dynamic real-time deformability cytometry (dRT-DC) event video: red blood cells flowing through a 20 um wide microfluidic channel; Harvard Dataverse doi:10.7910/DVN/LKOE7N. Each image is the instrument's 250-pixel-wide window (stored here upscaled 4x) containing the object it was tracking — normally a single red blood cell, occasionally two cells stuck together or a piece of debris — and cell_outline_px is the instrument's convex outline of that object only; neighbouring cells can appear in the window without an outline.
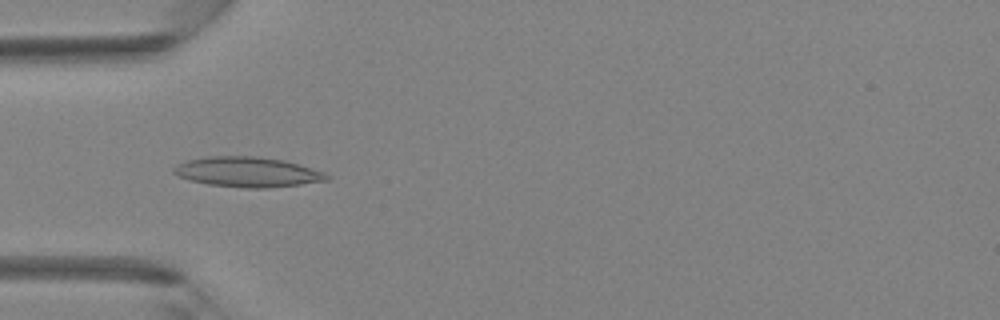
{"species": "Egyptian fruit bat (a non-hibernating species)", "species_latin": "Rousettus aegyptiacus", "temperature_condition": "room temperature", "stored_images_in_passage": 4, "camera_frame_rate_fps": 3000, "um_per_image_px": 0.085, "animal": {"sex": "female"}, "frame": {"image": 1, "passage_image": 3, "time_ms": 3.333, "image_size_px": [1000, 320], "cell_outline_px": [[332, 176], [328, 180], [300, 184], [268, 188], [244, 188], [208, 184], [188, 180], [172, 172], [172, 168], [188, 160], [208, 156], [256, 156], [284, 160], [324, 172]], "centroid_in_image_um": [21.05, 14.62], "position_along_channel_um": 64.0, "area_um2": 26.7}}
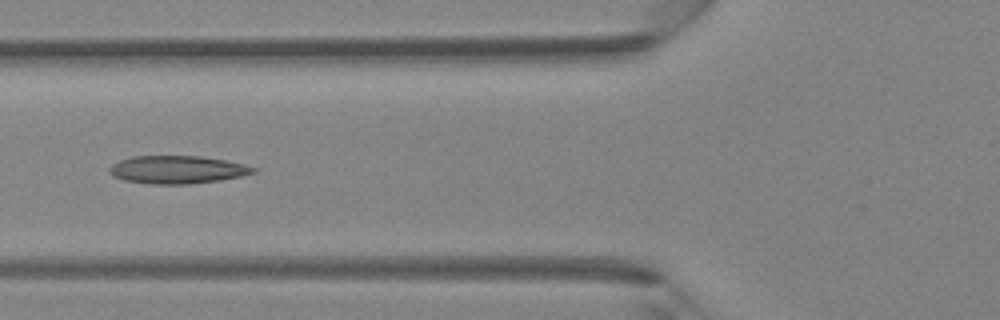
{"frame": {"image": 2, "passage_image": 4, "time_ms": 4.333, "image_size_px": [1000, 320], "cell_outline_px": [[256, 172], [240, 176], [220, 180], [188, 184], [152, 184], [124, 180], [112, 176], [108, 172], [108, 168], [112, 164], [120, 160], [132, 156], [200, 156], [224, 160], [244, 164], [256, 168]], "centroid_in_image_um": [15.03, 14.42], "position_along_channel_um": 110.8, "area_um2": 23.35}}